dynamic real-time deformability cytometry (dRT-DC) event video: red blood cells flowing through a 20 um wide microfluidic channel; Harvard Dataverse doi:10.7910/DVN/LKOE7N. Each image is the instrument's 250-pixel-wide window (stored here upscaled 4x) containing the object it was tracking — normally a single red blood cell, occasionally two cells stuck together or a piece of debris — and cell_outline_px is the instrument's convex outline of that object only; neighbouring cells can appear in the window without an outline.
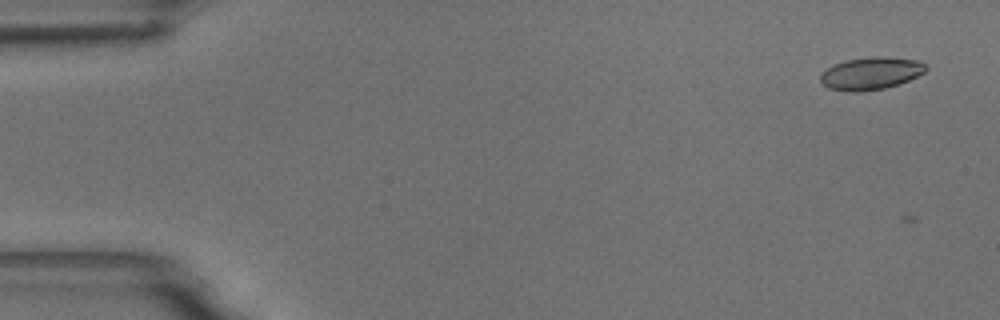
{"species": "common noctule bat (a hibernating species)", "species_latin": "Nyctalus noctula", "temperature_condition": "room temperature", "stored_images_in_passage": 2, "camera_frame_rate_fps": 3000, "um_per_image_px": 0.085, "animal": {"sex": "male", "body_mass_g": 18.8}, "frame": {"image": 1, "passage_image": 1, "time_ms": 0.0, "image_size_px": [1000, 320], "cell_outline_px": [[928, 68], [924, 72], [908, 80], [884, 88], [856, 92], [852, 92], [828, 88], [820, 80], [820, 76], [832, 64], [844, 60], [872, 56], [888, 56], [920, 60]], "centroid_in_image_um": [74.03, 6.21], "position_along_channel_um": 11.0, "area_um2": 19.94}}